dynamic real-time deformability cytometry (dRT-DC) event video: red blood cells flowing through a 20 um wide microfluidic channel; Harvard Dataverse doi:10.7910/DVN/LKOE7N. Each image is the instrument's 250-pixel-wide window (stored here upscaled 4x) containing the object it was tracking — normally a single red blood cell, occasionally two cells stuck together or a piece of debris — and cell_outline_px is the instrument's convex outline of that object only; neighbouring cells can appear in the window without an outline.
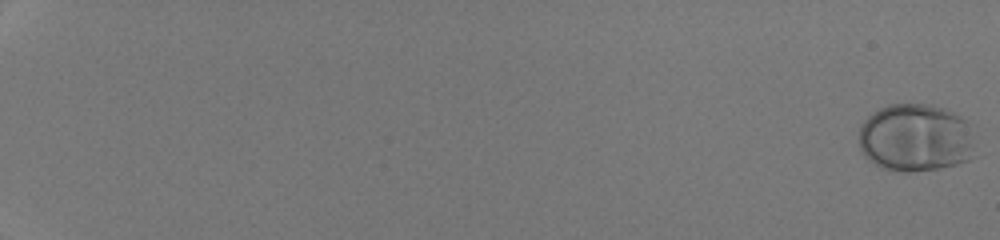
{"species": "human", "species_latin": "Homo sapiens", "temperature_condition": "room temperature", "stored_images_in_passage": 53, "camera_frame_rate_fps": 3000, "um_per_image_px": 0.085, "donor": {"sex": "male"}, "frame": {"image": 1, "passage_image": 1, "time_ms": 0.0, "image_size_px": [1000, 240], "cell_outline_px": [[972, 156], [968, 160], [956, 164], [940, 168], [908, 172], [880, 168], [868, 160], [864, 156], [860, 148], [860, 124], [872, 112], [888, 104], [932, 104], [948, 108], [968, 120], [972, 124]], "centroid_in_image_um": [77.83, 11.69], "position_along_channel_um": 7.2, "area_um2": 46.64}}
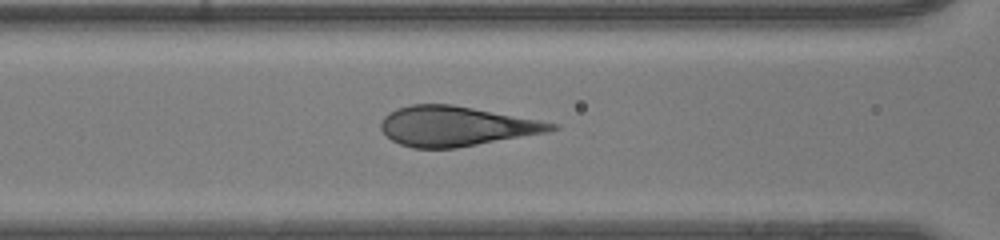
{"frame": {"image": 2, "passage_image": 28, "time_ms": 9.0, "image_size_px": [1000, 240], "cell_outline_px": [[560, 128], [548, 132], [456, 148], [412, 148], [400, 144], [392, 140], [380, 128], [380, 124], [384, 116], [388, 112], [396, 108], [412, 104], [452, 104], [540, 120], [560, 124]], "centroid_in_image_um": [38.77, 10.72], "position_along_channel_um": 127.8, "area_um2": 39.59}}
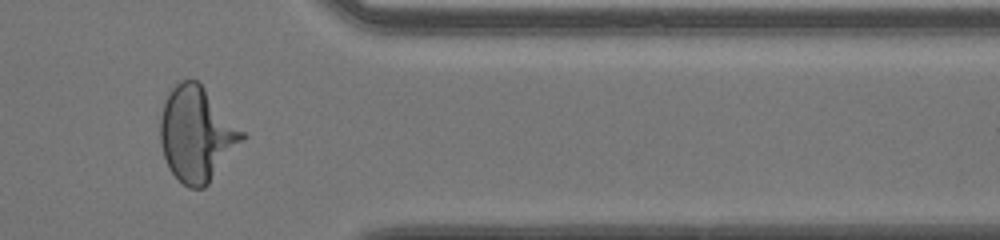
{"frame": {"image": 3, "passage_image": 47, "time_ms": 15.333, "image_size_px": [1000, 240], "cell_outline_px": [[248, 136], [208, 184], [204, 188], [188, 188], [168, 168], [160, 144], [160, 116], [164, 100], [168, 92], [180, 80], [196, 80], [204, 88]], "centroid_in_image_um": [16.71, 11.41], "position_along_channel_um": 394.7, "area_um2": 45.03}}